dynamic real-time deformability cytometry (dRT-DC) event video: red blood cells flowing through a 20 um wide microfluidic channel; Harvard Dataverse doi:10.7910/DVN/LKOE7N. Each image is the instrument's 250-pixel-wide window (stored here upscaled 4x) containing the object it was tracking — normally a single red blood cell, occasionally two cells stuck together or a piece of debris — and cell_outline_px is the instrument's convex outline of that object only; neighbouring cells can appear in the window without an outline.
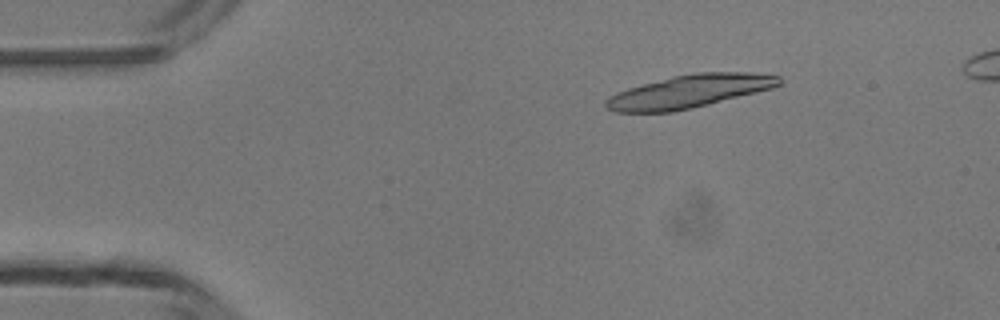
{"species": "common noctule bat (a hibernating species)", "species_latin": "Nyctalus noctula", "temperature_condition": "room temperature", "stored_images_in_passage": 5, "camera_frame_rate_fps": 3000, "um_per_image_px": 0.085, "animal": {"sex": "male", "body_mass_g": 13.3}, "frame": {"image": 1, "passage_image": 2, "time_ms": 1.333, "image_size_px": [1000, 320], "cell_outline_px": [[780, 84], [772, 88], [692, 108], [672, 112], [616, 112], [608, 108], [604, 104], [604, 100], [608, 96], [616, 92], [640, 84], [672, 76], [696, 72], [756, 72], [780, 76]], "centroid_in_image_um": [58.55, 7.76], "position_along_channel_um": 26.5, "area_um2": 33.35}}